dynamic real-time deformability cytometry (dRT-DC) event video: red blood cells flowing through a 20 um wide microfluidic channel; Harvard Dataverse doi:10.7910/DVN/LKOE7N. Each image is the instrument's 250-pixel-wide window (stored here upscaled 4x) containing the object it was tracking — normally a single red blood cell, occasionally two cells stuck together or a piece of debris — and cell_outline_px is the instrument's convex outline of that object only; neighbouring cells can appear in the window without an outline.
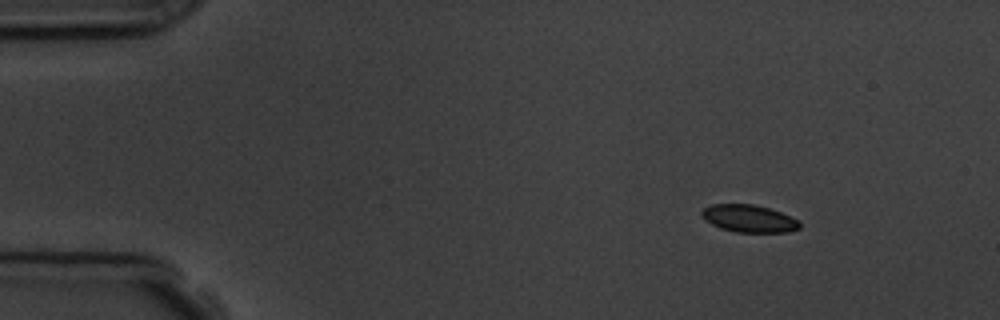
{"species": "common noctule bat (a hibernating species)", "species_latin": "Nyctalus noctula", "temperature_condition": "room temperature", "stored_images_in_passage": 3, "camera_frame_rate_fps": 3000, "um_per_image_px": 0.085, "animal": {"sex": "male", "body_mass_g": 19.5, "forearm_length_mm": 54.6}, "frame": {"image": 1, "passage_image": 1, "time_ms": 0.0, "image_size_px": [1000, 320], "cell_outline_px": [[800, 228], [788, 232], [736, 232], [720, 228], [704, 220], [700, 212], [704, 208], [712, 204], [752, 204], [768, 208], [780, 212], [800, 220]], "centroid_in_image_um": [63.66, 18.58], "position_along_channel_um": 21.3, "area_um2": 15.66}}
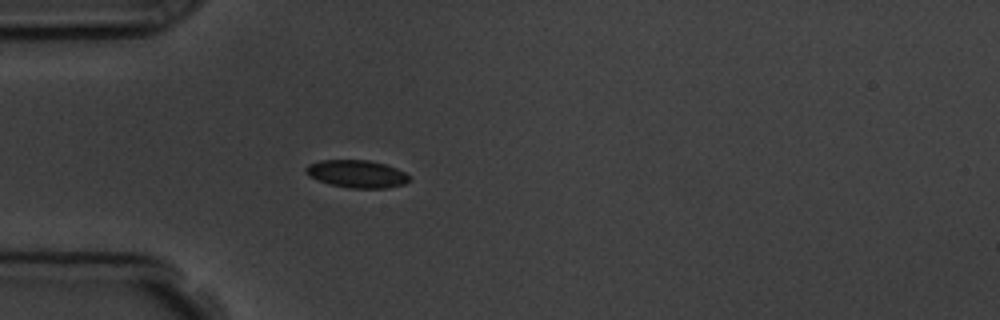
{"frame": {"image": 2, "passage_image": 3, "time_ms": 3.0, "image_size_px": [1000, 320], "cell_outline_px": [[412, 180], [404, 184], [388, 188], [352, 188], [332, 184], [308, 176], [304, 172], [304, 168], [308, 164], [320, 160], [368, 160], [384, 164], [396, 168], [404, 172]], "centroid_in_image_um": [30.33, 14.77], "position_along_channel_um": 54.7, "area_um2": 16.59}}